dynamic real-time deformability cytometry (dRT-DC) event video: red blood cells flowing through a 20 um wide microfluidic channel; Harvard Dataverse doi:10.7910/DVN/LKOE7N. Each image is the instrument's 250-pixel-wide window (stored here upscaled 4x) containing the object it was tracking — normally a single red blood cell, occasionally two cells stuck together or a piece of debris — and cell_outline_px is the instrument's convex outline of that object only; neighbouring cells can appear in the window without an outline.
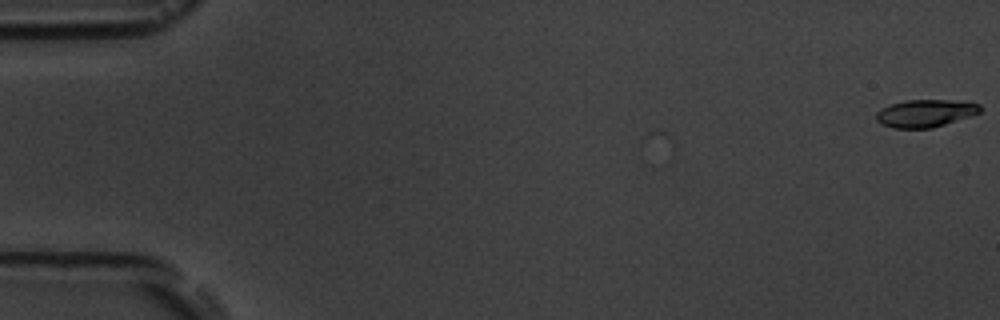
{"species": "common noctule bat (a hibernating species)", "species_latin": "Nyctalus noctula", "temperature_condition": "room temperature", "stored_images_in_passage": 6, "camera_frame_rate_fps": 3000, "um_per_image_px": 0.085, "animal": {"sex": "male", "body_mass_g": 19.5, "forearm_length_mm": 54.6}, "frame": {"image": 1, "passage_image": 1, "time_ms": 0.0, "image_size_px": [1000, 320], "cell_outline_px": [[984, 108], [980, 112], [972, 116], [932, 128], [892, 128], [880, 124], [876, 120], [876, 112], [880, 108], [904, 100], [956, 100], [980, 104]], "centroid_in_image_um": [78.67, 9.63], "position_along_channel_um": 6.3, "area_um2": 16.94}}
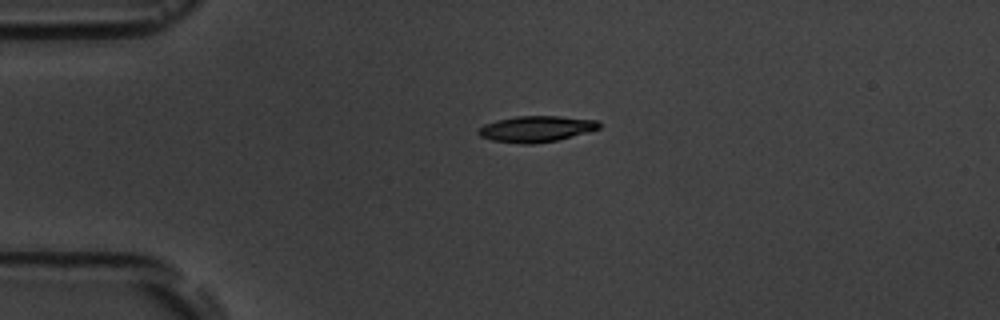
{"frame": {"image": 2, "passage_image": 4, "time_ms": 4.333, "image_size_px": [1000, 320], "cell_outline_px": [[600, 128], [588, 132], [556, 140], [532, 144], [520, 144], [492, 140], [480, 136], [476, 132], [484, 124], [496, 120], [516, 116], [560, 116], [596, 120], [600, 124]], "centroid_in_image_um": [45.55, 10.95], "position_along_channel_um": 39.4, "area_um2": 18.26}}
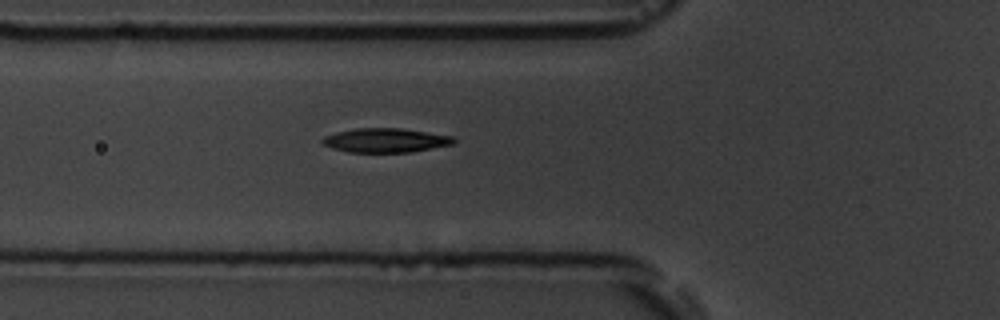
{"frame": {"image": 3, "passage_image": 6, "time_ms": 6.667, "image_size_px": [1000, 320], "cell_outline_px": [[456, 140], [452, 144], [412, 152], [348, 152], [332, 148], [324, 144], [320, 140], [324, 136], [336, 132], [356, 128], [400, 128], [456, 136]], "centroid_in_image_um": [32.78, 11.92], "position_along_channel_um": 93.0, "area_um2": 18.55}}